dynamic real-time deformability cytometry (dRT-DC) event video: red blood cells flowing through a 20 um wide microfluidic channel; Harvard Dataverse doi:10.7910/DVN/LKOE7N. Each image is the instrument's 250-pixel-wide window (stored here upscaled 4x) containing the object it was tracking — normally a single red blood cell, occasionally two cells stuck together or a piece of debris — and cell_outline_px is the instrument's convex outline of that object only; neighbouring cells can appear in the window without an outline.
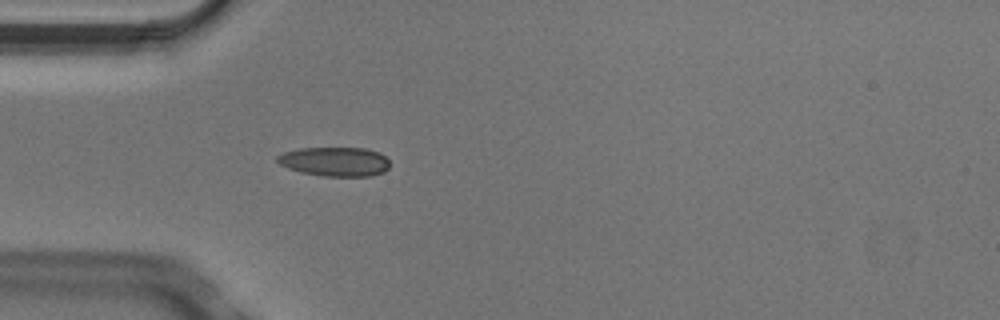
{"species": "Egyptian fruit bat (a non-hibernating species)", "species_latin": "Rousettus aegyptiacus", "temperature_condition": "cold", "stored_images_in_passage": 4, "camera_frame_rate_fps": 3000, "um_per_image_px": 0.085, "animal": {"sex": "male"}, "frame": {"image": 1, "passage_image": 4, "time_ms": 1.0, "image_size_px": [1000, 320], "cell_outline_px": [[388, 168], [384, 172], [372, 176], [324, 176], [300, 172], [288, 168], [280, 164], [276, 160], [276, 156], [284, 152], [300, 148], [364, 148], [380, 152], [388, 160]], "centroid_in_image_um": [28.46, 13.73], "position_along_channel_um": 56.5, "area_um2": 19.19}}